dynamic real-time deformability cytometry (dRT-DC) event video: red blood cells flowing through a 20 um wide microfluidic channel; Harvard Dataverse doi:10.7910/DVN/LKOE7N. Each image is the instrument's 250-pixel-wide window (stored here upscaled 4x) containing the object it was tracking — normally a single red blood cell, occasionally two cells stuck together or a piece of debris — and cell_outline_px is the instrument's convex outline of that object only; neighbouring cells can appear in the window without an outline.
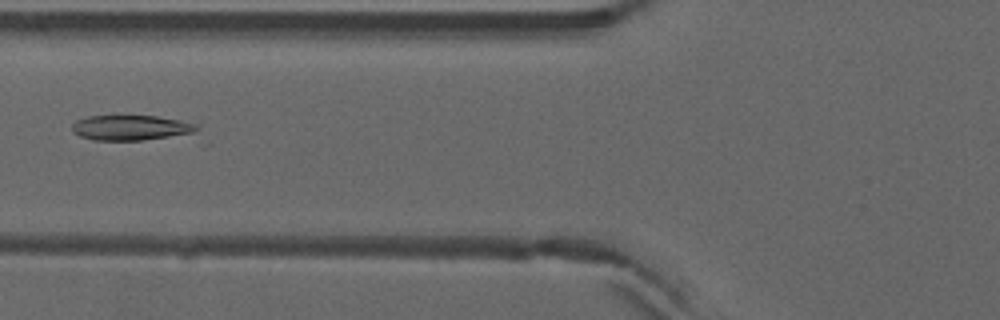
{"species": "common noctule bat (a hibernating species)", "species_latin": "Nyctalus noctula", "temperature_condition": "warm", "stored_images_in_passage": 7, "camera_frame_rate_fps": 3000, "um_per_image_px": 0.085, "animal": {"sex": "male", "forearm_length_mm": 52.5}, "frame": {"image": 1, "passage_image": 6, "time_ms": 1.667, "image_size_px": [1000, 320], "cell_outline_px": [[200, 136], [144, 140], [92, 140], [80, 136], [72, 132], [72, 124], [76, 120], [88, 116], [156, 116], [200, 120]], "centroid_in_image_um": [11.48, 10.87], "position_along_channel_um": 114.3, "area_um2": 19.88}}
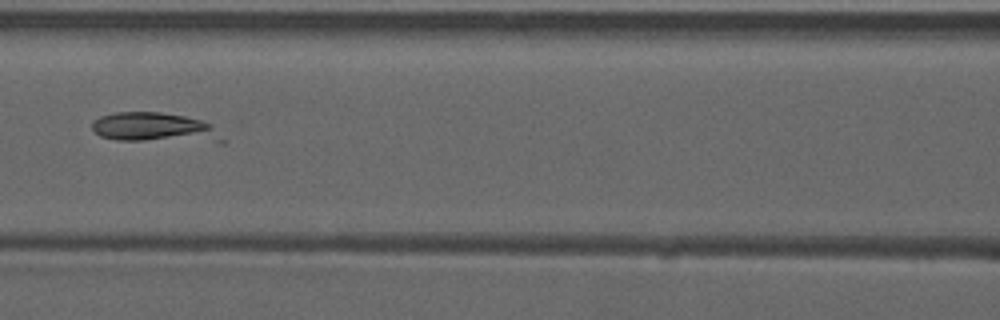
{"frame": {"image": 2, "passage_image": 7, "time_ms": 2.0, "image_size_px": [1000, 320], "cell_outline_px": [[224, 144], [216, 144], [116, 140], [100, 136], [92, 128], [92, 120], [100, 116], [116, 112], [160, 112], [184, 116], [200, 120], [212, 124], [224, 140]], "centroid_in_image_um": [13.24, 10.89], "position_along_channel_um": 153.4, "area_um2": 23.47}}